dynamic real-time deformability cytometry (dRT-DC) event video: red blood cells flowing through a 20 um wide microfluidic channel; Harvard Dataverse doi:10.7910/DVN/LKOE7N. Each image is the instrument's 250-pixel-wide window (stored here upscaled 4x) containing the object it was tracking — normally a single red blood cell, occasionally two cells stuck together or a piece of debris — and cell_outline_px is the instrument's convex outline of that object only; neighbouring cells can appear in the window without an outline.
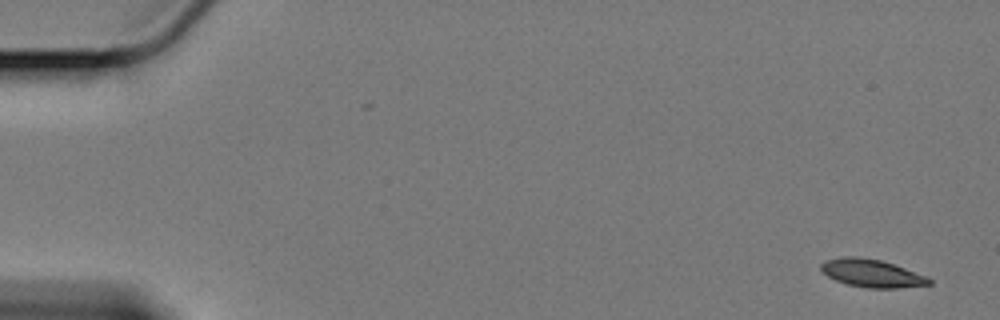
{"species": "Egyptian fruit bat (a non-hibernating species)", "species_latin": "Rousettus aegyptiacus", "temperature_condition": "cold", "stored_images_in_passage": 58, "camera_frame_rate_fps": 3000, "um_per_image_px": 0.085, "animal": {"sex": "female"}, "frame": {"image": 1, "passage_image": 1, "time_ms": 0.0, "image_size_px": [1000, 320], "cell_outline_px": [[932, 284], [896, 288], [868, 288], [848, 284], [836, 280], [828, 276], [820, 268], [820, 264], [824, 260], [844, 256], [856, 256], [880, 260], [904, 268], [924, 276], [932, 280]], "centroid_in_image_um": [74.06, 23.22], "position_along_channel_um": 10.9, "area_um2": 17.28}}
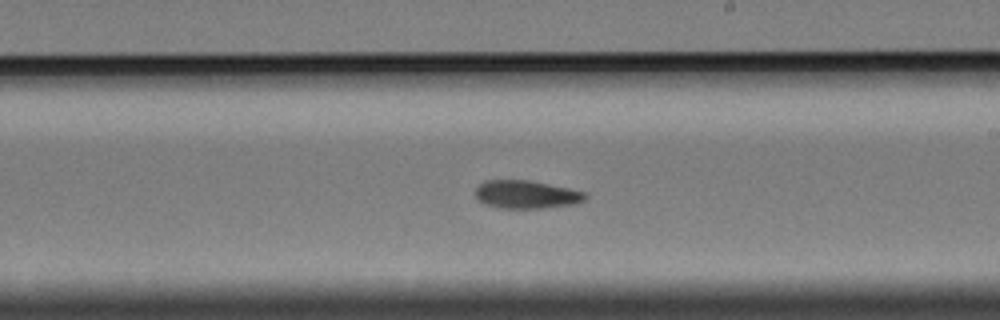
{"frame": {"image": 2, "passage_image": 34, "time_ms": 11.0, "image_size_px": [1000, 320], "cell_outline_px": [[588, 196], [584, 200], [576, 204], [544, 208], [500, 208], [484, 204], [476, 196], [476, 188], [484, 180], [528, 180], [568, 188], [584, 192]], "centroid_in_image_um": [44.74, 16.53], "position_along_channel_um": 244.3, "area_um2": 17.92}}
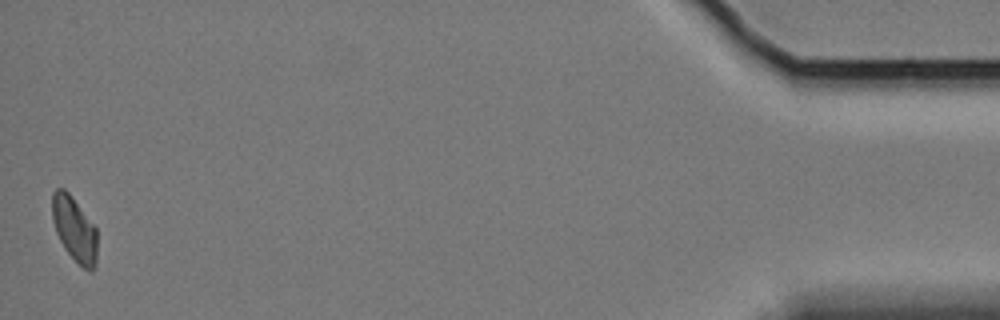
{"frame": {"image": 3, "passage_image": 58, "time_ms": 19.0, "image_size_px": [1000, 320], "cell_outline_px": [[96, 264], [92, 272], [88, 272], [64, 248], [56, 232], [52, 220], [52, 192], [56, 188], [64, 188], [68, 192], [96, 228]], "centroid_in_image_um": [6.31, 19.47], "position_along_channel_um": 428.9, "area_um2": 16.76}, "authors_computed_cell_mechanics": {"area_um2": 17.9758, "velocity_mm_per_s": 3.3655, "shape_relaxation_time_tau1_ms": 5.705, "shape_relaxation_time_tau2_ms": null, "deformation_change_tau1": 0.1528, "deformation_change_tau2": null}}